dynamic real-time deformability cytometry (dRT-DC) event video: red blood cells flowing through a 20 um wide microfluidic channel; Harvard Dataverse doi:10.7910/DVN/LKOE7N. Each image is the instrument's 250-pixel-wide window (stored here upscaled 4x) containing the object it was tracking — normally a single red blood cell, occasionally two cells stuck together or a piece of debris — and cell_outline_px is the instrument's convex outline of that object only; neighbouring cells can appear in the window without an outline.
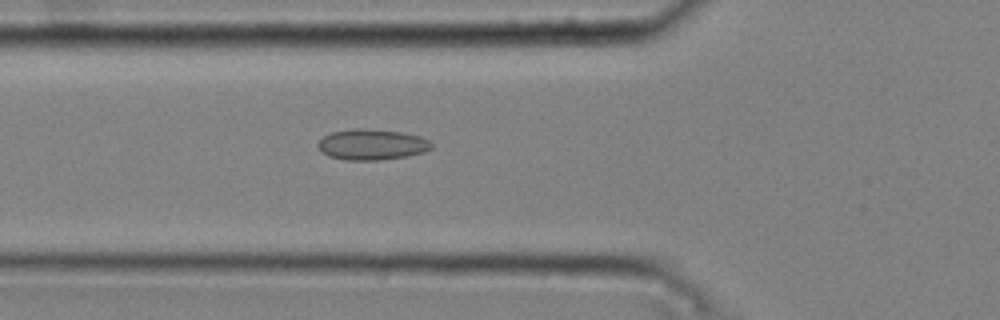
{"species": "common noctule bat (a hibernating species)", "species_latin": "Nyctalus noctula", "temperature_condition": "cold", "stored_images_in_passage": 40, "camera_frame_rate_fps": 3000, "um_per_image_px": 0.085, "animal": {"sex": "male", "body_mass_g": 20.4}, "frame": {"image": 1, "passage_image": 10, "time_ms": 3.0, "image_size_px": [1000, 320], "cell_outline_px": [[432, 148], [424, 152], [408, 156], [380, 160], [344, 160], [328, 156], [316, 144], [324, 136], [332, 132], [356, 128], [364, 128], [400, 132], [420, 136], [432, 140]], "centroid_in_image_um": [31.65, 12.29], "position_along_channel_um": 94.2, "area_um2": 20.4}}
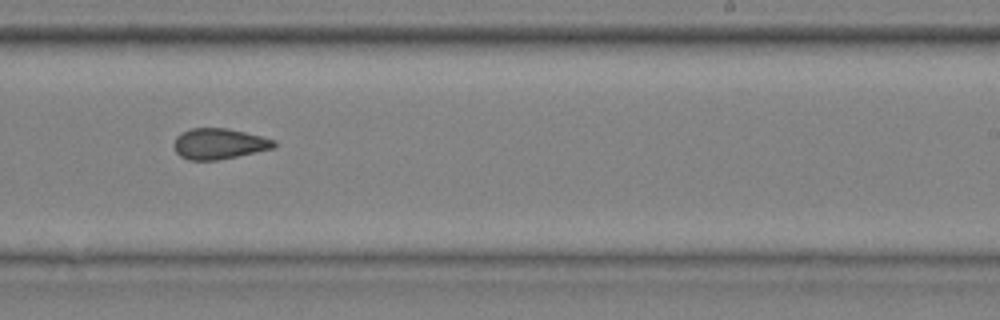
{"frame": {"image": 2, "passage_image": 24, "time_ms": 7.667, "image_size_px": [1000, 320], "cell_outline_px": [[276, 148], [216, 160], [188, 160], [180, 156], [176, 152], [172, 144], [176, 136], [192, 128], [228, 128], [276, 140]], "centroid_in_image_um": [18.61, 12.22], "position_along_channel_um": 270.4, "area_um2": 17.92}}
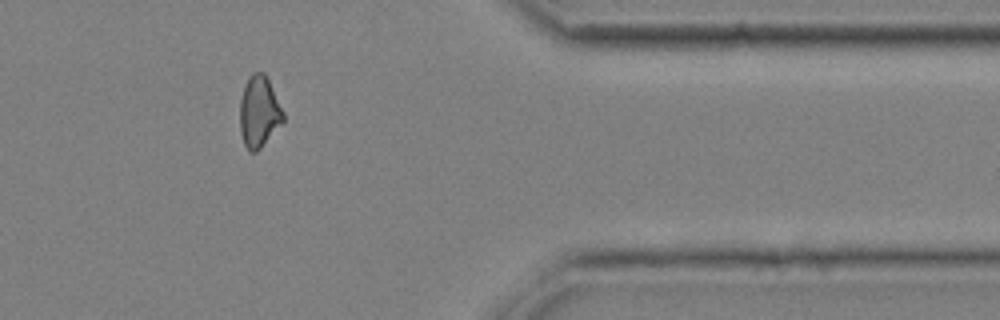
{"frame": {"image": 3, "passage_image": 35, "time_ms": 11.333, "image_size_px": [1000, 320], "cell_outline_px": [[284, 124], [256, 152], [248, 152], [244, 144], [240, 132], [240, 100], [248, 76], [252, 72], [264, 72], [284, 112]], "centroid_in_image_um": [22.03, 9.53], "position_along_channel_um": 389.4, "area_um2": 18.21}, "authors_computed_cell_mechanics": {"area_um2": 18.3804, "velocity_mm_per_s": 3.7668, "shape_relaxation_time_tau1_ms": null, "shape_relaxation_time_tau2_ms": 3.3252, "deformation_change_tau1": null, "deformation_change_tau2": 0.0906}}